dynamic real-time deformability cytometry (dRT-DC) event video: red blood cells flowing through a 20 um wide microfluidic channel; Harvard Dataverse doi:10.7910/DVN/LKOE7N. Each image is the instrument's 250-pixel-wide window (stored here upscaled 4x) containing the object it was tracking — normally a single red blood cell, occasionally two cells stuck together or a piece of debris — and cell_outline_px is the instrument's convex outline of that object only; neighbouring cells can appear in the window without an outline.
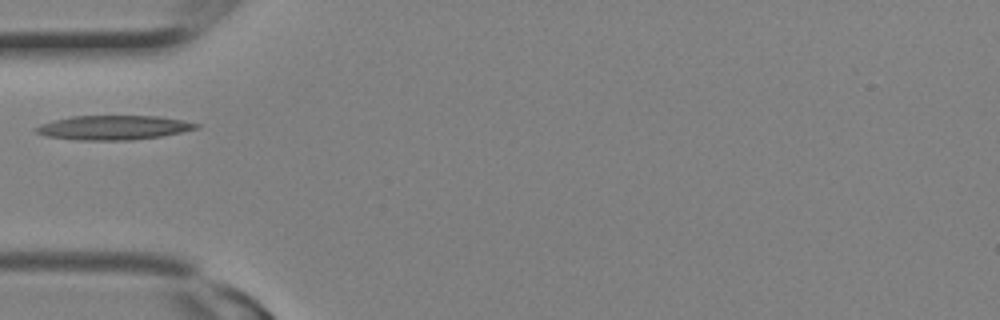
{"species": "Egyptian fruit bat (a non-hibernating species)", "species_latin": "Rousettus aegyptiacus", "temperature_condition": "room temperature", "stored_images_in_passage": 2, "camera_frame_rate_fps": 3000, "um_per_image_px": 0.085, "animal": {"sex": "female"}, "frame": {"image": 1, "passage_image": 2, "time_ms": 0.333, "image_size_px": [1000, 320], "cell_outline_px": [[200, 128], [160, 136], [132, 140], [76, 140], [44, 136], [36, 132], [32, 128], [40, 124], [52, 120], [72, 116], [156, 116], [180, 120], [200, 124]], "centroid_in_image_um": [9.58, 10.85], "position_along_channel_um": 75.4, "area_um2": 22.72}}